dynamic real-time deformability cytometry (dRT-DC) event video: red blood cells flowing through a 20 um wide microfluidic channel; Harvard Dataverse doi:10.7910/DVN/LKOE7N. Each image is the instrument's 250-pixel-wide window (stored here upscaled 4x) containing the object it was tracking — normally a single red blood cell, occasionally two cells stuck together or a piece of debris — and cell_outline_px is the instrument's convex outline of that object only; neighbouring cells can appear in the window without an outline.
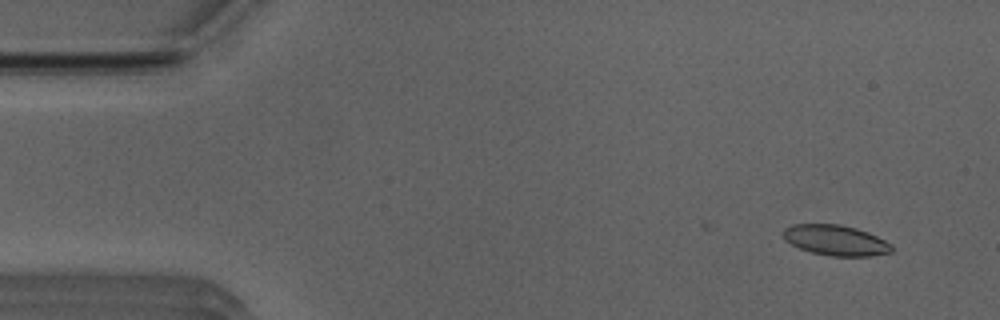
{"species": "Egyptian fruit bat (a non-hibernating species)", "species_latin": "Rousettus aegyptiacus", "temperature_condition": "room temperature", "stored_images_in_passage": 11, "camera_frame_rate_fps": 3000, "um_per_image_px": 0.085, "animal": {"sex": "male"}, "frame": {"image": 1, "passage_image": 1, "time_ms": 0.0, "image_size_px": [1000, 320], "cell_outline_px": [[892, 252], [872, 256], [832, 256], [812, 252], [800, 248], [784, 240], [784, 228], [792, 224], [840, 224], [856, 228], [868, 232], [892, 244]], "centroid_in_image_um": [71.04, 20.42], "position_along_channel_um": 14.0, "area_um2": 19.19}}